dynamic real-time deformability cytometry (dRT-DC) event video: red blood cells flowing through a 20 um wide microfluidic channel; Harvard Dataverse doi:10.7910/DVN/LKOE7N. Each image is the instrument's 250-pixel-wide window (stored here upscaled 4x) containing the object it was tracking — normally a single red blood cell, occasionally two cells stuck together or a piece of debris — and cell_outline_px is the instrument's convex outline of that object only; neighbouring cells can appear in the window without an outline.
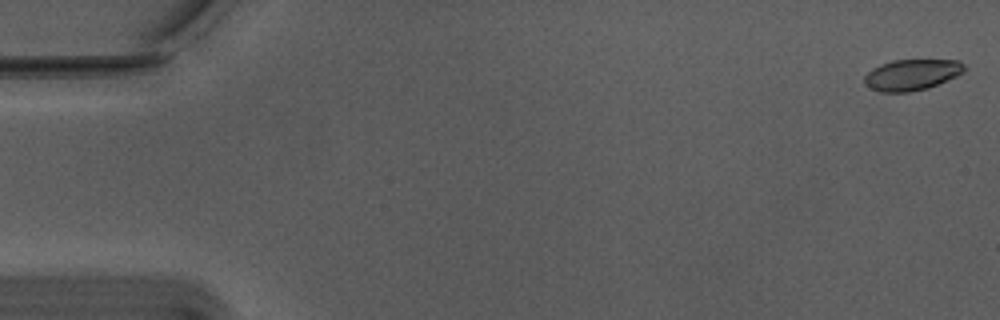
{"species": "Egyptian fruit bat (a non-hibernating species)", "species_latin": "Rousettus aegyptiacus", "temperature_condition": "warm", "stored_images_in_passage": 55, "camera_frame_rate_fps": 3000, "um_per_image_px": 0.085, "animal": {"sex": "male"}, "frame": {"image": 1, "passage_image": 1, "time_ms": 0.0, "image_size_px": [1000, 320], "cell_outline_px": [[964, 72], [956, 76], [928, 88], [908, 92], [880, 92], [864, 84], [864, 76], [872, 68], [880, 64], [892, 60], [960, 60], [964, 64]], "centroid_in_image_um": [77.48, 6.35], "position_along_channel_um": 7.5, "area_um2": 18.03}}
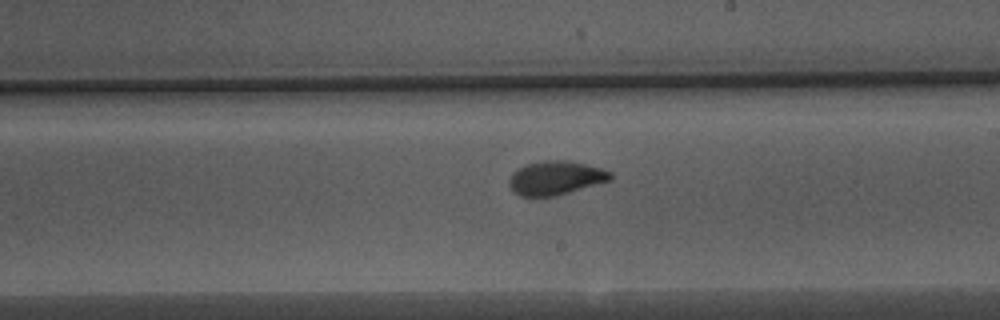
{"frame": {"image": 2, "passage_image": 32, "time_ms": 10.333, "image_size_px": [1000, 320], "cell_outline_px": [[612, 180], [568, 192], [552, 196], [520, 196], [508, 184], [508, 180], [512, 172], [516, 168], [524, 164], [544, 160], [568, 160], [604, 168], [612, 172]], "centroid_in_image_um": [47.23, 15.09], "position_along_channel_um": 241.8, "area_um2": 20.11}}
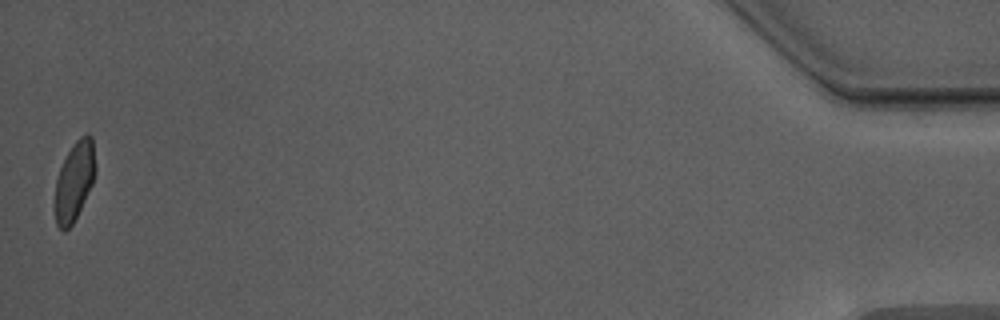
{"frame": {"image": 3, "passage_image": 55, "time_ms": 18.0, "image_size_px": [1000, 320], "cell_outline_px": [[96, 172], [92, 184], [72, 224], [64, 232], [56, 224], [56, 180], [60, 168], [72, 144], [80, 136], [88, 132], [92, 136], [96, 164]], "centroid_in_image_um": [6.36, 15.32], "position_along_channel_um": 428.8, "area_um2": 18.38}, "authors_computed_cell_mechanics": {"area_um2": 19.1896, "velocity_mm_per_s": 3.7372, "shape_relaxation_time_tau1_ms": 3.6017, "shape_relaxation_time_tau2_ms": 1.0975, "deformation_change_tau1": 0.1391, "deformation_change_tau2": 0.0618}}